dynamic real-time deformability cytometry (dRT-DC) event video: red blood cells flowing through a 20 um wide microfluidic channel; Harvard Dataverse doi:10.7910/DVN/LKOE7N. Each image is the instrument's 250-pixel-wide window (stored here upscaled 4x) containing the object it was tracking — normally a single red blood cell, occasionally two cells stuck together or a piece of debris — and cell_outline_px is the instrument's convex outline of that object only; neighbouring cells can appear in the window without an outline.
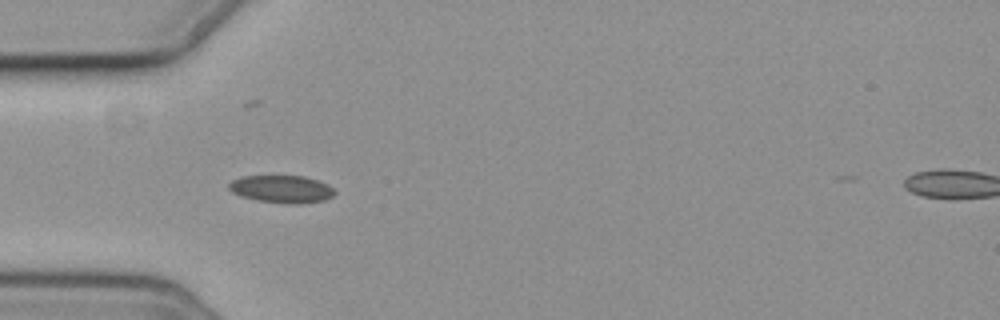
{"species": "common noctule bat (a hibernating species)", "species_latin": "Nyctalus noctula", "temperature_condition": "cold", "stored_images_in_passage": 10, "camera_frame_rate_fps": 3000, "um_per_image_px": 0.085, "animal": {"sex": "female", "body_mass_g": 19.3, "forearm_length_mm": 54.1}, "frame": {"image": 1, "passage_image": 4, "time_ms": 3.333, "image_size_px": [1000, 320], "cell_outline_px": [[336, 192], [332, 196], [324, 200], [300, 204], [292, 204], [256, 200], [240, 196], [232, 192], [228, 188], [228, 184], [232, 180], [240, 176], [304, 176], [328, 184]], "centroid_in_image_um": [23.92, 16.07], "position_along_channel_um": 61.1, "area_um2": 16.99}}
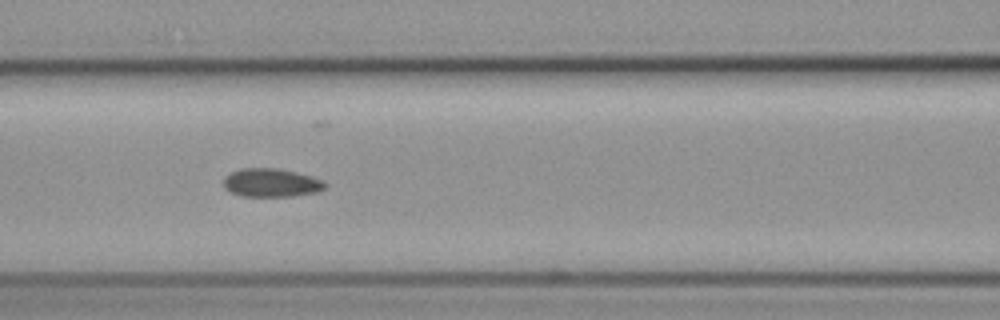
{"frame": {"image": 2, "passage_image": 6, "time_ms": 5.667, "image_size_px": [1000, 320], "cell_outline_px": [[328, 184], [324, 188], [316, 192], [292, 196], [240, 196], [224, 188], [224, 176], [240, 168], [280, 168], [312, 176], [324, 180]], "centroid_in_image_um": [23.07, 15.52], "position_along_channel_um": 143.5, "area_um2": 16.94}}
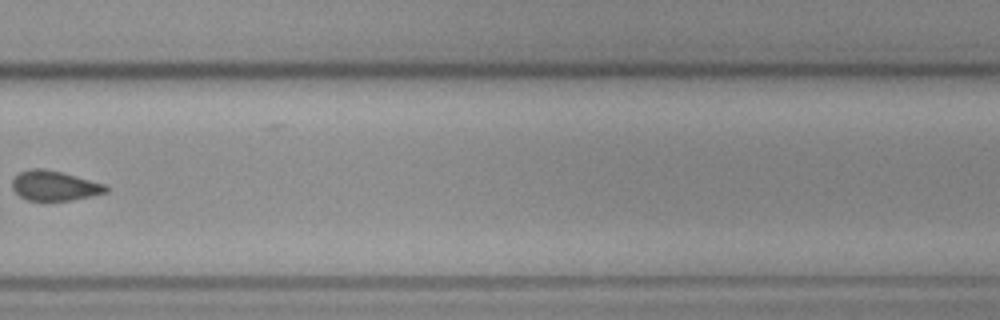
{"frame": {"image": 3, "passage_image": 10, "time_ms": 10.667, "image_size_px": [1000, 320], "cell_outline_px": [[108, 192], [92, 196], [72, 200], [28, 200], [20, 196], [12, 188], [12, 180], [20, 172], [32, 168], [36, 168], [60, 172], [104, 184], [108, 188]], "centroid_in_image_um": [4.63, 15.8], "position_along_channel_um": 325.2, "area_um2": 15.95}}